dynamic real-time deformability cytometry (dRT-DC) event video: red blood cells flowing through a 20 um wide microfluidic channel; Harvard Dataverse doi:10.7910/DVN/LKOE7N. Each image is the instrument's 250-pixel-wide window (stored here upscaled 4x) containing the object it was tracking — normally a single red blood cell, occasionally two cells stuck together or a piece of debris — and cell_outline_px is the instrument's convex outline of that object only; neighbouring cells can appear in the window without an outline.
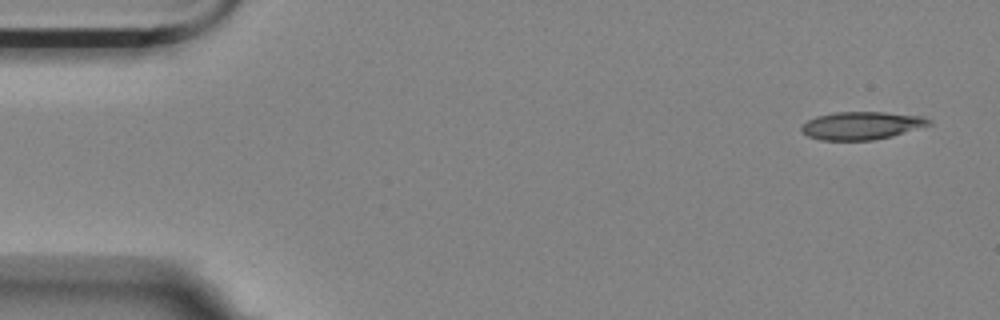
{"species": "Egyptian fruit bat (a non-hibernating species)", "species_latin": "Rousettus aegyptiacus", "temperature_condition": "room temperature", "stored_images_in_passage": 3, "camera_frame_rate_fps": 3000, "um_per_image_px": 0.085, "animal": {"sex": "female"}, "frame": {"image": 1, "passage_image": 1, "time_ms": 0.0, "image_size_px": [1000, 320], "cell_outline_px": [[932, 124], [892, 136], [872, 140], [820, 140], [808, 136], [800, 128], [808, 120], [816, 116], [832, 112], [884, 112], [924, 116], [932, 120]], "centroid_in_image_um": [73.25, 10.66], "position_along_channel_um": 11.7, "area_um2": 20.69}}
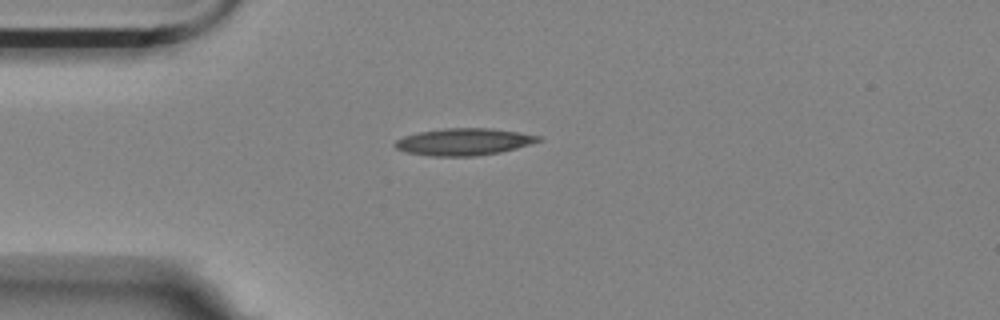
{"frame": {"image": 2, "passage_image": 2, "time_ms": 3.667, "image_size_px": [1000, 320], "cell_outline_px": [[544, 140], [516, 148], [500, 152], [476, 156], [428, 156], [408, 152], [396, 148], [392, 144], [396, 140], [404, 136], [420, 132], [444, 128], [492, 128], [544, 136]], "centroid_in_image_um": [39.46, 12.05], "position_along_channel_um": 45.5, "area_um2": 22.66}}
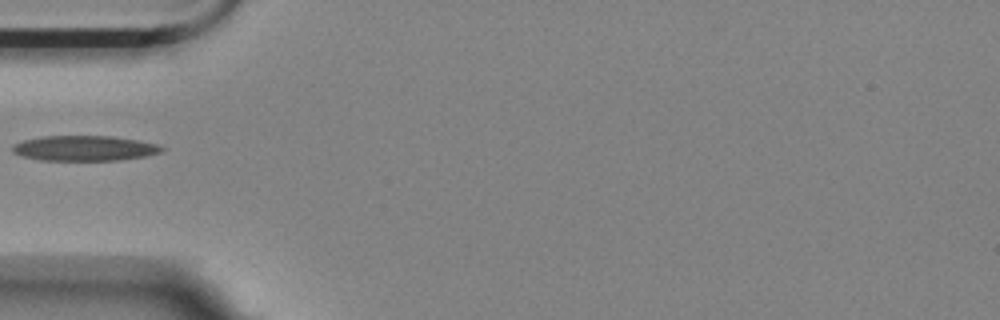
{"frame": {"image": 3, "passage_image": 3, "time_ms": 5.0, "image_size_px": [1000, 320], "cell_outline_px": [[164, 148], [160, 152], [144, 156], [120, 160], [40, 160], [20, 156], [12, 152], [12, 144], [24, 140], [44, 136], [112, 136], [136, 140], [156, 144]], "centroid_in_image_um": [7.11, 12.6], "position_along_channel_um": 77.9, "area_um2": 21.79}}